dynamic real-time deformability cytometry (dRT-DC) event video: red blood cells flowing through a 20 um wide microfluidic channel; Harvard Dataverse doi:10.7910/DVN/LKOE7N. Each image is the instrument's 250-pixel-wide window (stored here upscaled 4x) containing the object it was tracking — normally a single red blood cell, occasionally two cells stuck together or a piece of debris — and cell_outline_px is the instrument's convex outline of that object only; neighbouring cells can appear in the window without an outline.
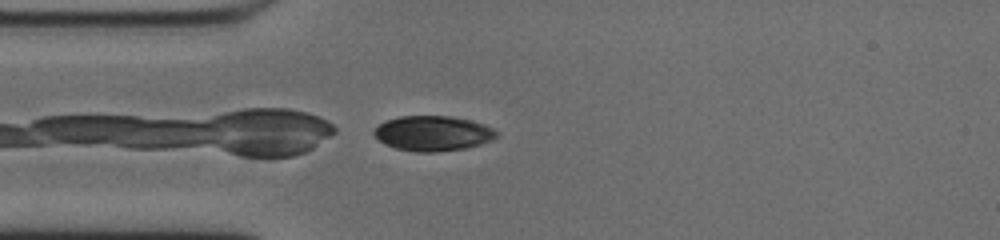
{"species": "common noctule bat (a hibernating species)", "species_latin": "Nyctalus noctula", "temperature_condition": "cold", "stored_images_in_passage": 12, "camera_frame_rate_fps": 3000, "um_per_image_px": 0.085, "animal": {"sex": "male", "body_mass_g": 20.0, "forearm_length_mm": 53.3}, "frame": {"image": 1, "passage_image": 12, "time_ms": 3.667, "image_size_px": [1000, 240], "cell_outline_px": [[496, 136], [492, 140], [480, 144], [464, 148], [436, 152], [416, 152], [396, 148], [380, 140], [372, 132], [380, 124], [388, 120], [400, 116], [448, 116], [472, 120], [484, 124], [492, 128], [496, 132]], "centroid_in_image_um": [36.81, 11.33], "position_along_channel_um": 48.2, "area_um2": 24.68}}